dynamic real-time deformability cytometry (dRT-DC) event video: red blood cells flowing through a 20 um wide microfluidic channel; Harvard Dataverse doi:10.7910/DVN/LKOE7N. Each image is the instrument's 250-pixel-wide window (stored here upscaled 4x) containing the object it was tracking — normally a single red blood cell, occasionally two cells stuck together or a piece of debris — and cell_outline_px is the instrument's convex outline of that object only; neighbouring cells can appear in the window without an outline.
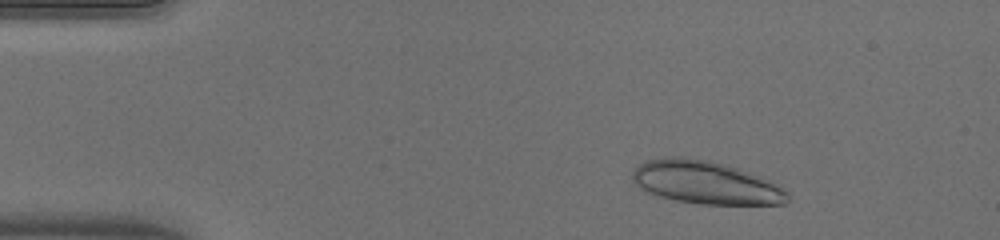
{"species": "human", "species_latin": "Homo sapiens", "temperature_condition": "warm", "stored_images_in_passage": 49, "camera_frame_rate_fps": 3000, "um_per_image_px": 0.085, "donor": {"sex": "male"}, "frame": {"image": 1, "passage_image": 6, "time_ms": 1.667, "image_size_px": [1000, 240], "cell_outline_px": [[788, 200], [784, 204], [700, 204], [676, 200], [660, 196], [648, 192], [640, 188], [632, 180], [632, 172], [644, 160], [668, 156], [680, 156], [708, 160], [740, 168], [760, 176], [768, 180], [788, 192]], "centroid_in_image_um": [59.95, 15.5], "position_along_channel_um": 25.0, "area_um2": 38.78}}
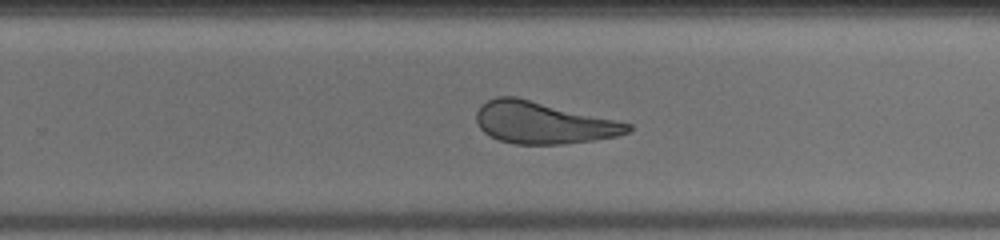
{"frame": {"image": 2, "passage_image": 31, "time_ms": 10.0, "image_size_px": [1000, 240], "cell_outline_px": [[632, 128], [628, 132], [616, 136], [592, 140], [560, 144], [512, 144], [500, 140], [484, 132], [480, 128], [476, 120], [476, 112], [480, 104], [496, 96], [516, 96], [632, 124]], "centroid_in_image_um": [46.12, 10.42], "position_along_channel_um": 283.7, "area_um2": 36.7}}
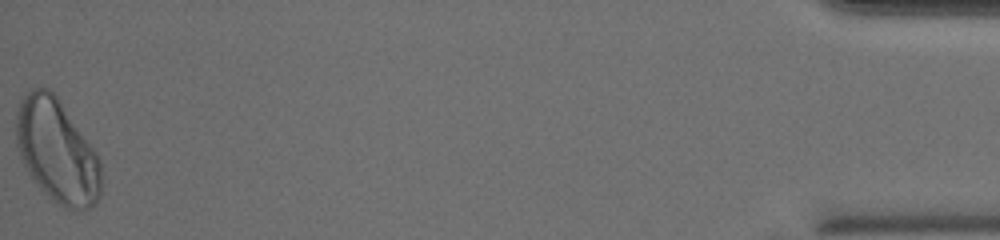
{"frame": {"image": 3, "passage_image": 49, "time_ms": 16.0, "image_size_px": [1000, 240], "cell_outline_px": [[100, 196], [96, 204], [80, 212], [64, 208], [52, 200], [32, 180], [20, 156], [16, 144], [16, 112], [20, 100], [32, 88], [48, 88], [60, 100], [96, 152], [100, 160]], "centroid_in_image_um": [4.84, 12.87], "position_along_channel_um": 430.4, "area_um2": 51.33}, "authors_computed_cell_mechanics": {"area_um2": 39.593, "velocity_mm_per_s": 4.0601, "shape_relaxation_time_tau1_ms": 5.0211, "shape_relaxation_time_tau2_ms": 1.0632, "deformation_change_tau1": 0.1573, "deformation_change_tau2": 0.1037}}